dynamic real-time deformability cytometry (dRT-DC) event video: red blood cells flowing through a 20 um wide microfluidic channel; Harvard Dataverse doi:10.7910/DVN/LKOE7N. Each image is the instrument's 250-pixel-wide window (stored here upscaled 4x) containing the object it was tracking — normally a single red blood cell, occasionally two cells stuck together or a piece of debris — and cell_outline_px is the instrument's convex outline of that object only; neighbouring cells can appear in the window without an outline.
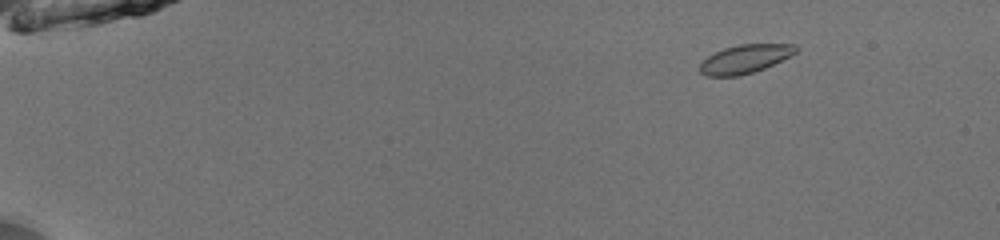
{"species": "common noctule bat (a hibernating species)", "species_latin": "Nyctalus noctula", "temperature_condition": "room temperature", "stored_images_in_passage": 51, "camera_frame_rate_fps": 3000, "um_per_image_px": 0.085, "animal": {"sex": "male", "body_mass_g": 13.0, "forearm_length_mm": 53.1}, "frame": {"image": 1, "passage_image": 6, "time_ms": 1.667, "image_size_px": [1000, 240], "cell_outline_px": [[800, 48], [796, 52], [764, 68], [740, 76], [708, 76], [700, 72], [700, 64], [708, 56], [724, 48], [740, 44], [796, 44]], "centroid_in_image_um": [63.33, 5.0], "position_along_channel_um": 21.7, "area_um2": 15.72}}
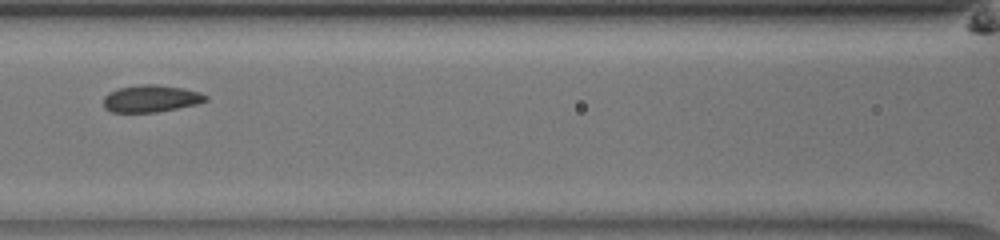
{"frame": {"image": 2, "passage_image": 25, "time_ms": 8.0, "image_size_px": [1000, 240], "cell_outline_px": [[208, 100], [196, 104], [156, 112], [112, 112], [104, 108], [104, 96], [108, 92], [120, 88], [140, 84], [156, 84], [184, 88], [200, 92], [208, 96]], "centroid_in_image_um": [12.83, 8.37], "position_along_channel_um": 153.8, "area_um2": 16.13}}
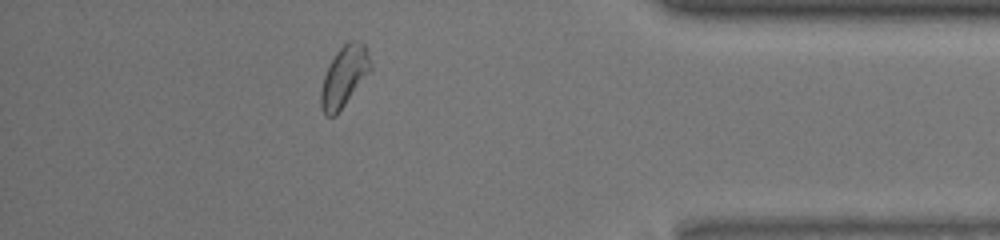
{"frame": {"image": 3, "passage_image": 46, "time_ms": 15.0, "image_size_px": [1000, 240], "cell_outline_px": [[372, 68], [336, 116], [324, 116], [320, 108], [320, 92], [324, 76], [336, 52], [348, 40], [356, 40], [364, 44], [372, 64]], "centroid_in_image_um": [29.24, 6.52], "position_along_channel_um": 406.0, "area_um2": 17.4}, "authors_computed_cell_mechanics": {"area_um2": 16.2418, "velocity_mm_per_s": 3.9659, "shape_relaxation_time_tau1_ms": 2.0582, "shape_relaxation_time_tau2_ms": 5.1685, "deformation_change_tau1": 0.0844, "deformation_change_tau2": 0.0286}}